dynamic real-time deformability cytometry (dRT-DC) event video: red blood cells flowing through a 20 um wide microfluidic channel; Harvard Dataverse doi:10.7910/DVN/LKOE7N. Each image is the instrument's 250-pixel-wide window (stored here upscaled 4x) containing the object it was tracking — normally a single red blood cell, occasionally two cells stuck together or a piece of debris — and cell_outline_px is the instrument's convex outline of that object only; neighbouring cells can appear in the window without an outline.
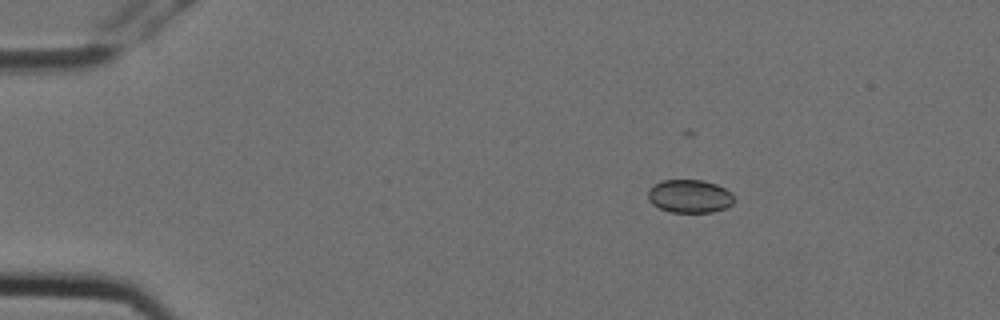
{"species": "Egyptian fruit bat (a non-hibernating species)", "species_latin": "Rousettus aegyptiacus", "temperature_condition": "cold", "stored_images_in_passage": 6, "camera_frame_rate_fps": 3000, "um_per_image_px": 0.085, "animal": {"sex": "female"}, "frame": {"image": 1, "passage_image": 2, "time_ms": 0.333, "image_size_px": [1000, 320], "cell_outline_px": [[736, 200], [732, 204], [724, 208], [712, 212], [672, 212], [660, 208], [652, 204], [648, 200], [648, 188], [652, 184], [664, 180], [704, 180], [716, 184], [732, 192], [736, 196]], "centroid_in_image_um": [58.63, 16.67], "position_along_channel_um": 26.4, "area_um2": 16.88}}
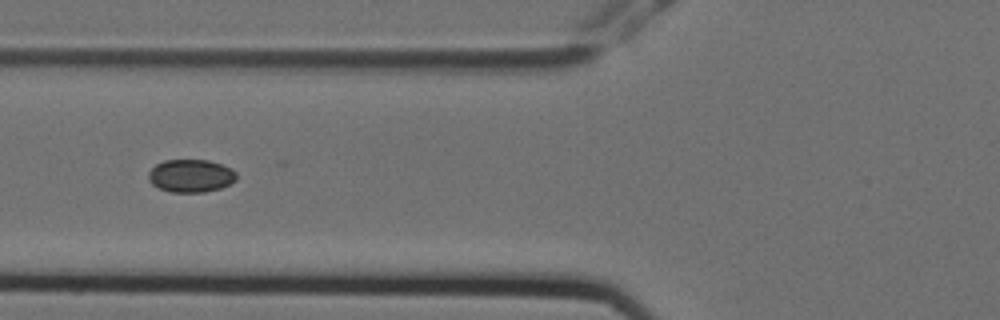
{"frame": {"image": 2, "passage_image": 5, "time_ms": 1.333, "image_size_px": [1000, 320], "cell_outline_px": [[236, 180], [220, 188], [204, 192], [172, 192], [160, 188], [152, 184], [148, 180], [148, 172], [156, 164], [164, 160], [208, 160], [220, 164], [236, 172]], "centroid_in_image_um": [16.19, 14.94], "position_along_channel_um": 109.6, "area_um2": 16.7}}
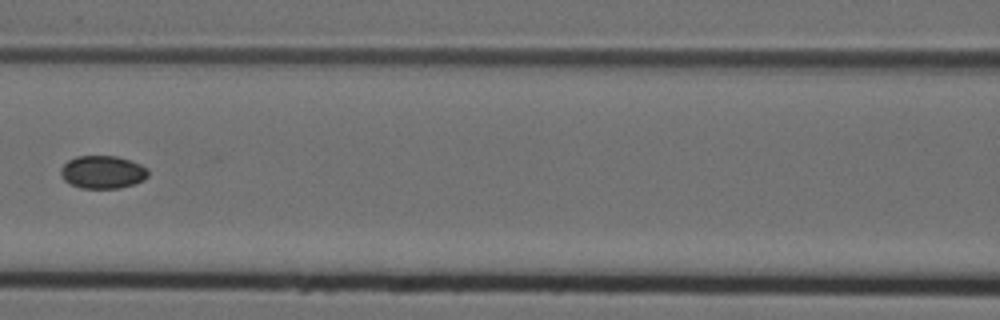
{"frame": {"image": 3, "passage_image": 6, "time_ms": 1.667, "image_size_px": [1000, 320], "cell_outline_px": [[148, 176], [144, 180], [120, 188], [80, 188], [64, 180], [60, 172], [60, 168], [68, 160], [76, 156], [116, 156], [140, 164], [148, 168]], "centroid_in_image_um": [8.72, 14.62], "position_along_channel_um": 157.9, "area_um2": 16.7}}